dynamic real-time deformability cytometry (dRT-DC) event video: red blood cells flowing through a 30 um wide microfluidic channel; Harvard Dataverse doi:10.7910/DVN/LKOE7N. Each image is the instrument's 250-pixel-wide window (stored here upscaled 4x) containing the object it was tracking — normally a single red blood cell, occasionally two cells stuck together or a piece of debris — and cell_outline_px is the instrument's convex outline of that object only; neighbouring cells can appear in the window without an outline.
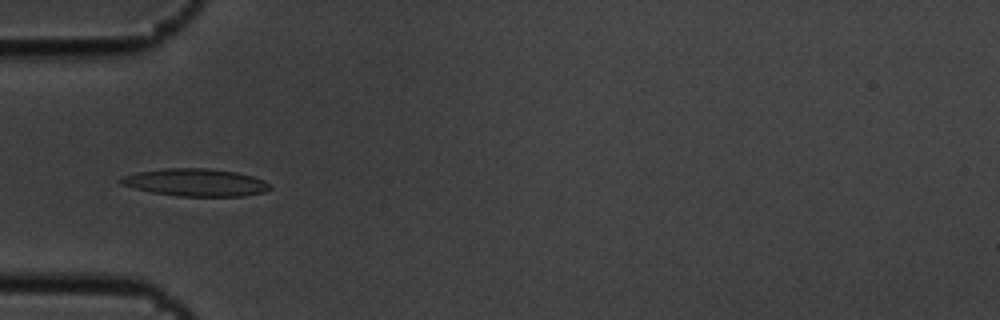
{"species": "common noctule bat (a hibernating species)", "species_latin": "Nyctalus noctula", "temperature_condition": "cold", "stored_images_in_passage": 8, "camera_frame_rate_fps": 3000, "um_per_image_px": 0.085, "animal": {"sex": "male", "body_mass_g": 19.5, "forearm_length_mm": 54.6}, "frame": {"image": 1, "passage_image": 6, "time_ms": 1.667, "image_size_px": [1000, 320], "cell_outline_px": [[272, 188], [264, 192], [244, 196], [180, 196], [152, 192], [120, 184], [116, 180], [120, 176], [136, 172], [168, 168], [212, 168], [236, 172], [252, 176], [264, 180]], "centroid_in_image_um": [16.6, 15.5], "position_along_channel_um": 68.4, "area_um2": 23.99}}
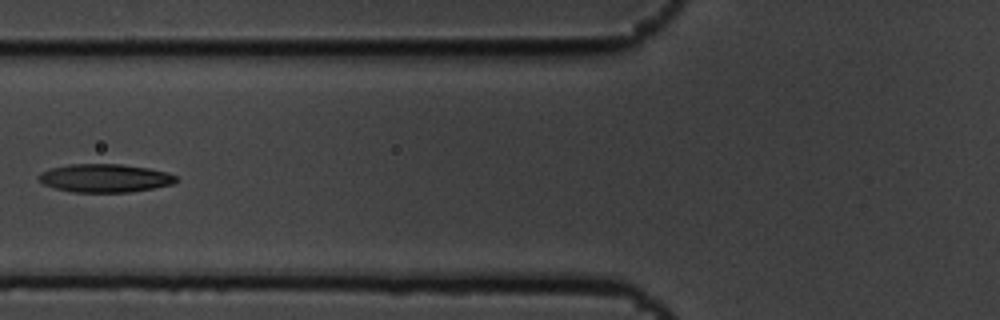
{"frame": {"image": 2, "passage_image": 7, "time_ms": 2.0, "image_size_px": [1000, 320], "cell_outline_px": [[176, 180], [172, 184], [152, 188], [128, 192], [72, 192], [56, 188], [44, 184], [36, 176], [40, 172], [52, 168], [68, 164], [120, 164], [148, 168], [168, 172], [176, 176]], "centroid_in_image_um": [8.89, 15.13], "position_along_channel_um": 116.9, "area_um2": 22.48}}
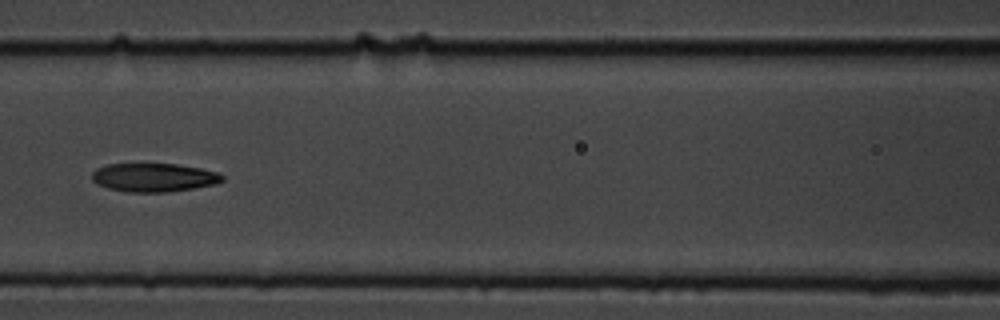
{"frame": {"image": 3, "passage_image": 8, "time_ms": 2.333, "image_size_px": [1000, 320], "cell_outline_px": [[224, 180], [216, 184], [168, 192], [128, 192], [108, 188], [96, 184], [92, 180], [92, 172], [96, 168], [108, 164], [176, 164], [200, 168], [220, 172], [224, 176]], "centroid_in_image_um": [13.08, 15.08], "position_along_channel_um": 153.5, "area_um2": 21.79}}